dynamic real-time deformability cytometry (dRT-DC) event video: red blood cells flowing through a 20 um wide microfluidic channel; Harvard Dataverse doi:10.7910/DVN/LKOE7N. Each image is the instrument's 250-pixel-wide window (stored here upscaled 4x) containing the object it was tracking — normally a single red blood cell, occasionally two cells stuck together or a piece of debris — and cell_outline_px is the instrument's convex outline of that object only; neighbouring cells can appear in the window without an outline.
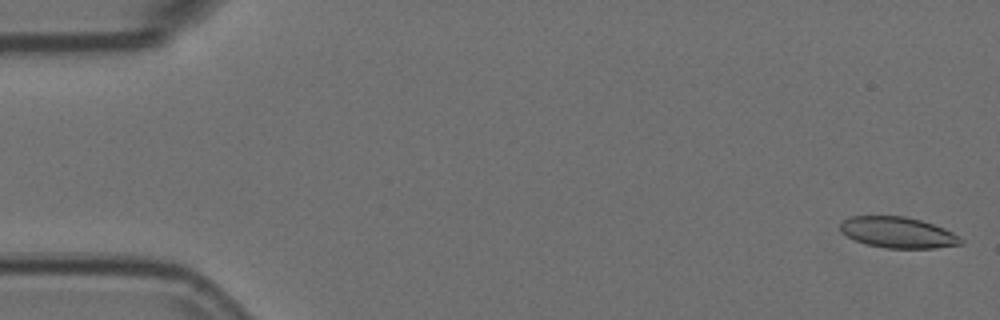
{"species": "Egyptian fruit bat (a non-hibernating species)", "species_latin": "Rousettus aegyptiacus", "temperature_condition": "room temperature", "stored_images_in_passage": 14, "camera_frame_rate_fps": 3000, "um_per_image_px": 0.085, "animal": {"sex": "female"}, "frame": {"image": 1, "passage_image": 1, "time_ms": 0.0, "image_size_px": [1000, 320], "cell_outline_px": [[964, 244], [936, 248], [888, 248], [868, 244], [856, 240], [840, 232], [840, 224], [844, 220], [852, 216], [904, 216], [920, 220], [944, 228], [952, 232], [964, 240]], "centroid_in_image_um": [76.35, 19.76], "position_along_channel_um": 8.7, "area_um2": 21.62}}
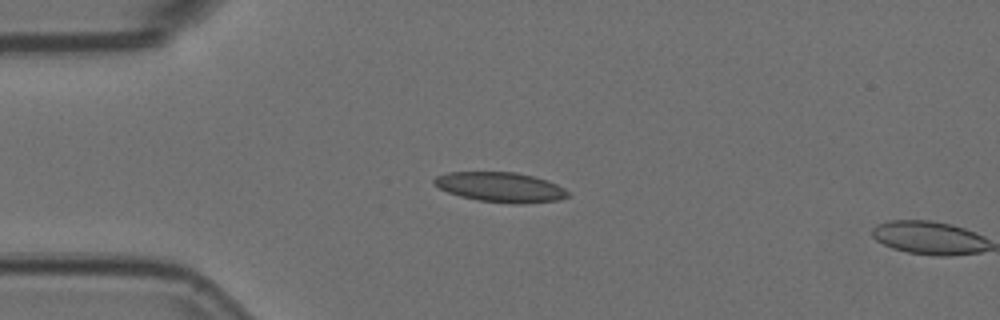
{"frame": {"image": 2, "passage_image": 13, "time_ms": 4.0, "image_size_px": [1000, 320], "cell_outline_px": [[568, 196], [560, 200], [520, 204], [512, 204], [480, 200], [460, 196], [448, 192], [432, 184], [432, 180], [436, 176], [448, 172], [516, 172], [548, 180], [564, 188], [568, 192]], "centroid_in_image_um": [42.53, 15.9], "position_along_channel_um": 42.5, "area_um2": 23.29}}